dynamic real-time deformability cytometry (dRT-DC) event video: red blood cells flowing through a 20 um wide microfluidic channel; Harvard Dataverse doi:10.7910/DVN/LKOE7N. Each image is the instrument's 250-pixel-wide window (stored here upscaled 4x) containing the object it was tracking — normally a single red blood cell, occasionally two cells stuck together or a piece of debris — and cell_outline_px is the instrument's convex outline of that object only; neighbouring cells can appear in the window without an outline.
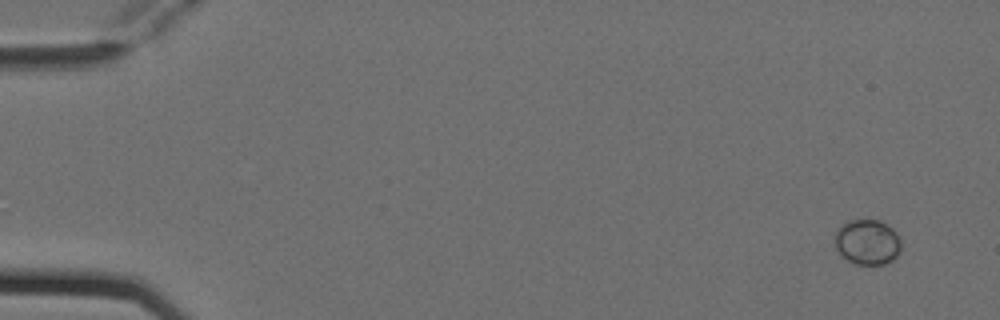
{"species": "Egyptian fruit bat (a non-hibernating species)", "species_latin": "Rousettus aegyptiacus", "temperature_condition": "cold", "stored_images_in_passage": 6, "camera_frame_rate_fps": 3000, "um_per_image_px": 0.085, "animal": {"sex": "female"}, "frame": {"image": 1, "passage_image": 1, "time_ms": 0.0, "image_size_px": [1000, 320], "cell_outline_px": [[900, 252], [892, 260], [884, 264], [852, 264], [840, 256], [836, 248], [832, 236], [836, 228], [848, 220], [880, 220], [892, 228], [900, 236]], "centroid_in_image_um": [73.67, 20.57], "position_along_channel_um": 11.3, "area_um2": 17.98}}
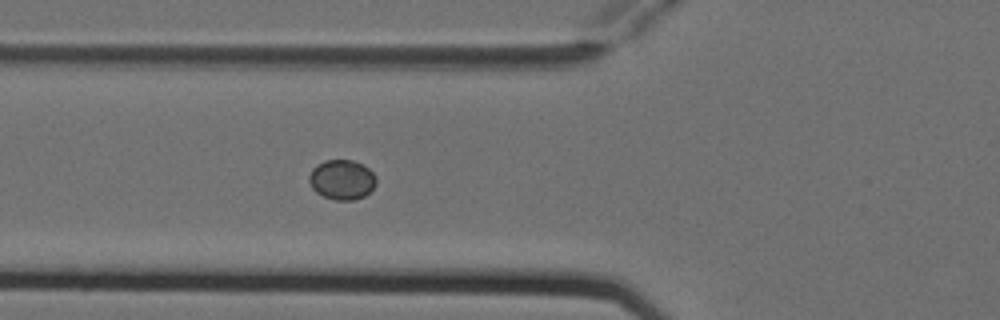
{"frame": {"image": 2, "passage_image": 6, "time_ms": 1.667, "image_size_px": [1000, 320], "cell_outline_px": [[376, 184], [364, 196], [352, 200], [336, 200], [324, 196], [316, 192], [312, 188], [308, 180], [308, 176], [312, 168], [316, 164], [324, 160], [352, 160], [364, 164], [376, 176]], "centroid_in_image_um": [29.04, 15.25], "position_along_channel_um": 96.8, "area_um2": 15.66}}